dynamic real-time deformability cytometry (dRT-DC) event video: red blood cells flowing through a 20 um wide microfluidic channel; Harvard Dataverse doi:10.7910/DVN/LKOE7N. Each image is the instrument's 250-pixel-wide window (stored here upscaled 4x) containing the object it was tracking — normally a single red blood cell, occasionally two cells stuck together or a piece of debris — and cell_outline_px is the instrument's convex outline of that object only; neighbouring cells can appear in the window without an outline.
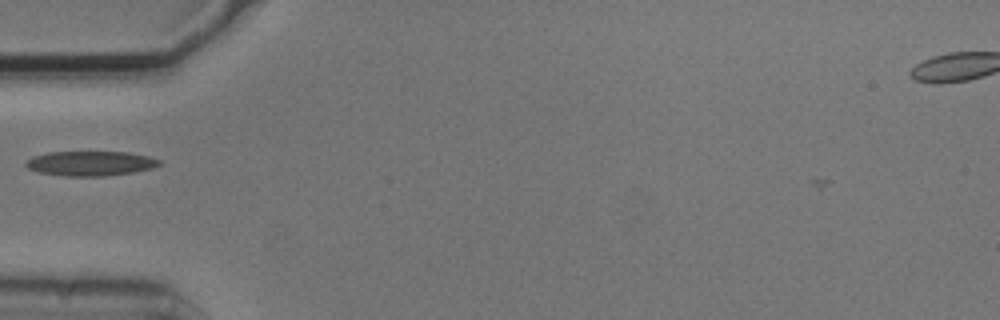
{"species": "common noctule bat (a hibernating species)", "species_latin": "Nyctalus noctula", "temperature_condition": "cold", "stored_images_in_passage": 1, "camera_frame_rate_fps": 3000, "um_per_image_px": 0.085, "animal": {"sex": "male", "body_mass_g": 20.5, "forearm_length_mm": 52.5}, "frame": {"image": 1, "passage_image": 1, "time_ms": 0.0, "image_size_px": [1000, 320], "cell_outline_px": [[160, 164], [152, 168], [132, 172], [104, 176], [64, 176], [40, 172], [28, 168], [24, 164], [24, 160], [32, 156], [48, 152], [128, 152], [148, 156], [160, 160]], "centroid_in_image_um": [7.64, 13.88], "position_along_channel_um": 77.4, "area_um2": 19.19}}